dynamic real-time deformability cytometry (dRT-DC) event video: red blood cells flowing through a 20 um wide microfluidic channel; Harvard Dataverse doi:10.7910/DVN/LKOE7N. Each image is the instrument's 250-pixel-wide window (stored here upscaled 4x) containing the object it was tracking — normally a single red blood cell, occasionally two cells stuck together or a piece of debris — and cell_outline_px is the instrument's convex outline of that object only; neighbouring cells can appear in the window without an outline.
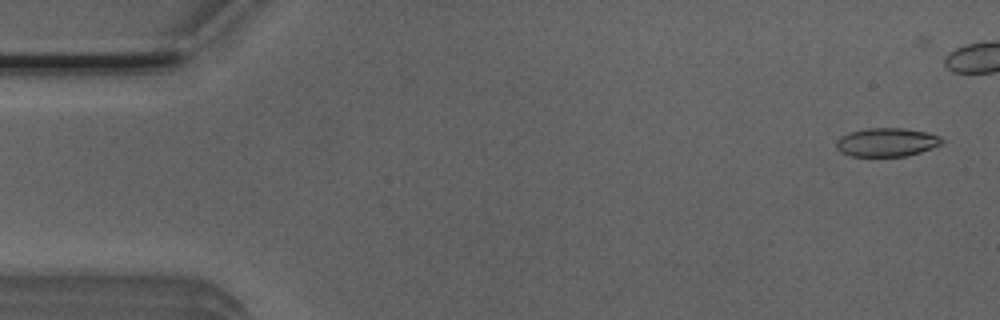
{"species": "Egyptian fruit bat (a non-hibernating species)", "species_latin": "Rousettus aegyptiacus", "temperature_condition": "room temperature", "stored_images_in_passage": 43, "camera_frame_rate_fps": 3000, "um_per_image_px": 0.085, "animal": {"sex": "male"}, "frame": {"image": 1, "passage_image": 4, "time_ms": 1.0, "image_size_px": [1000, 320], "cell_outline_px": [[944, 140], [940, 144], [932, 148], [908, 156], [852, 156], [840, 152], [836, 148], [836, 140], [840, 136], [848, 132], [868, 128], [904, 128], [928, 132], [940, 136]], "centroid_in_image_um": [75.35, 12.08], "position_along_channel_um": 9.6, "area_um2": 17.74}}
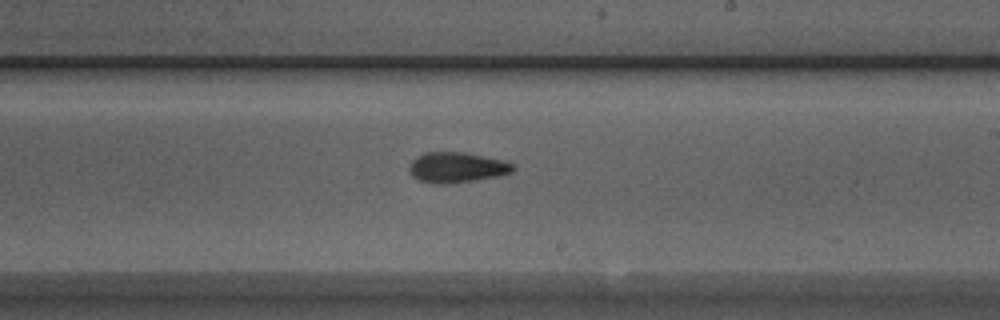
{"frame": {"image": 2, "passage_image": 32, "time_ms": 10.333, "image_size_px": [1000, 320], "cell_outline_px": [[516, 168], [512, 172], [496, 176], [476, 180], [448, 184], [436, 184], [420, 180], [412, 176], [408, 168], [412, 160], [416, 156], [424, 152], [464, 152], [504, 160], [512, 164]], "centroid_in_image_um": [38.81, 14.22], "position_along_channel_um": 250.2, "area_um2": 18.44}}
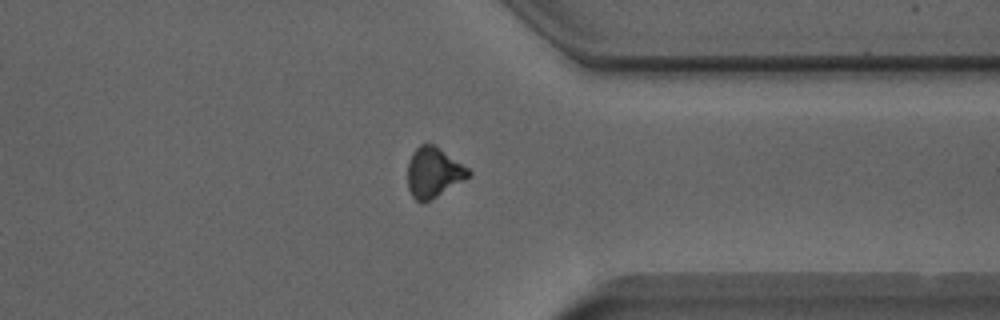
{"frame": {"image": 3, "passage_image": 42, "time_ms": 13.667, "image_size_px": [1000, 320], "cell_outline_px": [[472, 172], [464, 180], [424, 204], [420, 204], [412, 196], [408, 188], [408, 160], [412, 152], [420, 144], [432, 144], [468, 168]], "centroid_in_image_um": [36.81, 14.69], "position_along_channel_um": 374.6, "area_um2": 17.63}}